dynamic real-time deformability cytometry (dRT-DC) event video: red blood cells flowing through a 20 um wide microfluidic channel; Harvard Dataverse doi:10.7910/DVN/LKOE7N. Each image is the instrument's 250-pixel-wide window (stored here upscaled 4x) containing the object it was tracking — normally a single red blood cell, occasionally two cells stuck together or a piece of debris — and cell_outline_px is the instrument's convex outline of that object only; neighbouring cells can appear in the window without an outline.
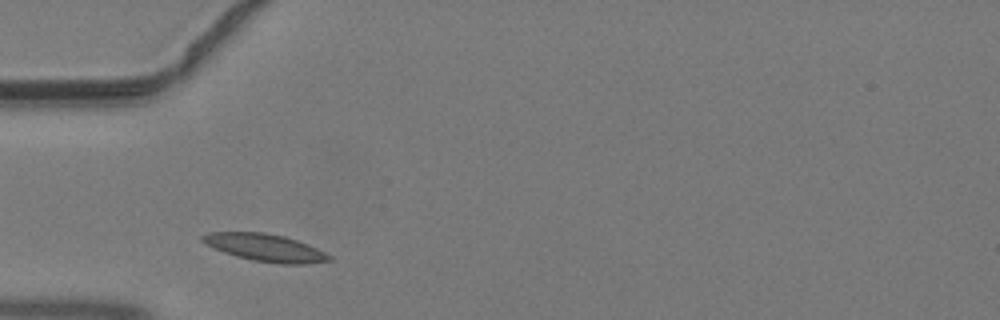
{"species": "common noctule bat (a hibernating species)", "species_latin": "Nyctalus noctula", "temperature_condition": "warm", "stored_images_in_passage": 33, "camera_frame_rate_fps": 3000, "um_per_image_px": 0.085, "animal": {"sex": "male", "body_mass_g": 19.2, "forearm_length_mm": 51.8}, "frame": {"image": 1, "passage_image": 2, "time_ms": 0.333, "image_size_px": [1000, 320], "cell_outline_px": [[332, 260], [308, 264], [280, 264], [252, 260], [236, 256], [224, 252], [204, 244], [200, 240], [200, 236], [208, 232], [264, 232], [284, 236], [308, 244], [332, 256]], "centroid_in_image_um": [22.52, 21.05], "position_along_channel_um": 62.5, "area_um2": 20.35}}
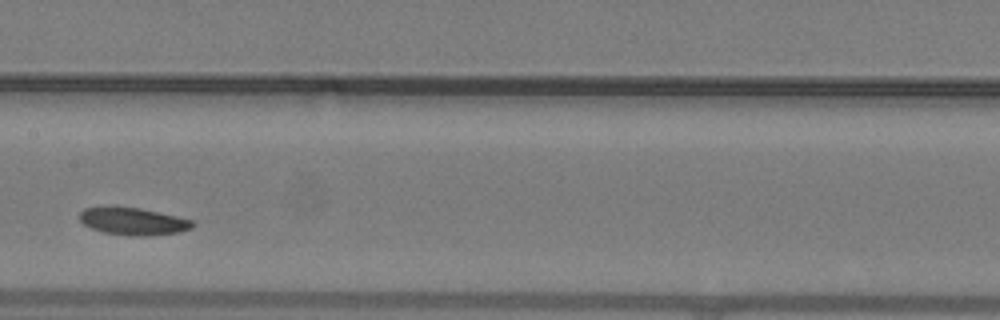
{"frame": {"image": 2, "passage_image": 11, "time_ms": 3.333, "image_size_px": [1000, 320], "cell_outline_px": [[196, 224], [192, 228], [180, 232], [148, 236], [128, 236], [104, 232], [92, 228], [84, 224], [80, 220], [80, 212], [84, 208], [140, 208], [176, 216], [192, 220]], "centroid_in_image_um": [11.37, 18.84], "position_along_channel_um": 196.0, "area_um2": 17.69}}
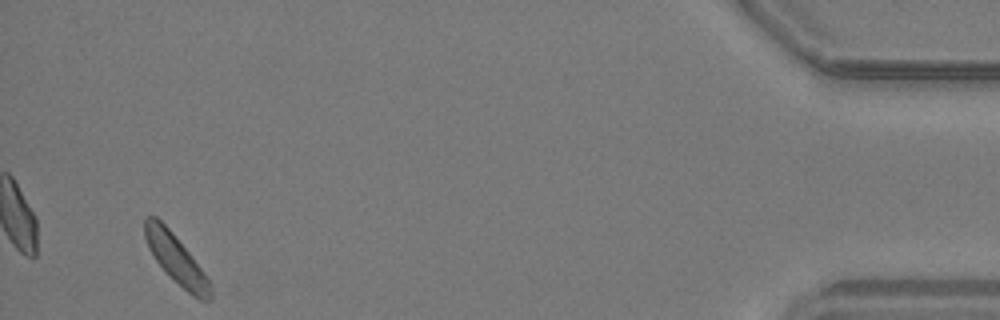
{"frame": {"image": 3, "passage_image": 31, "time_ms": 10.0, "image_size_px": [1000, 320], "cell_outline_px": [[212, 296], [208, 300], [200, 300], [192, 296], [156, 260], [148, 248], [144, 236], [144, 220], [148, 216], [156, 216], [172, 232], [192, 256], [208, 280], [212, 288]], "centroid_in_image_um": [14.95, 21.99], "position_along_channel_um": 420.2, "area_um2": 18.03}}